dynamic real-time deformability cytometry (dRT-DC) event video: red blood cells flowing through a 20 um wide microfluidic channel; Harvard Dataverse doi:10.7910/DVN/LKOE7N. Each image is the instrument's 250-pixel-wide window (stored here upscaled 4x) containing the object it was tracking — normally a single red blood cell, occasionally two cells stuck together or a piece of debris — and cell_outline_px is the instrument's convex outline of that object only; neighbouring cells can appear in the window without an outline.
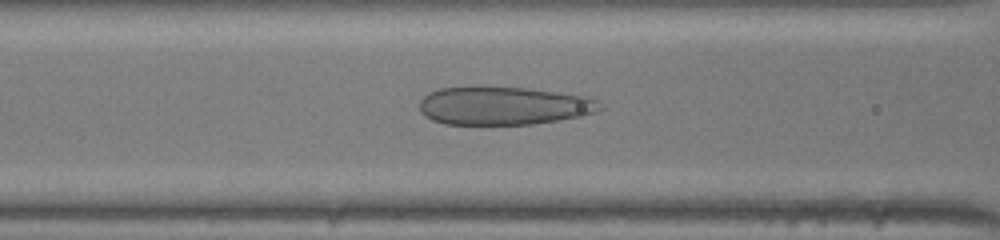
{"species": "human", "species_latin": "Homo sapiens", "temperature_condition": "room temperature", "stored_images_in_passage": 47, "camera_frame_rate_fps": 3000, "um_per_image_px": 0.085, "donor": {"sex": "male"}, "frame": {"image": 1, "passage_image": 22, "time_ms": 7.0, "image_size_px": [1000, 240], "cell_outline_px": [[604, 108], [596, 112], [580, 116], [532, 124], [444, 124], [432, 120], [424, 116], [420, 112], [420, 100], [428, 92], [440, 88], [524, 88], [556, 92], [584, 96], [596, 100]], "centroid_in_image_um": [42.78, 9.01], "position_along_channel_um": 123.8, "area_um2": 39.59}}
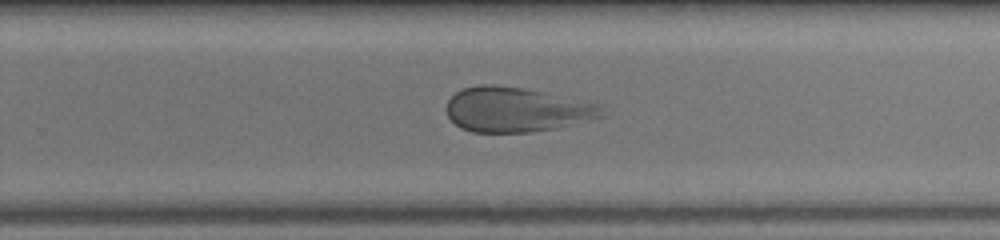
{"frame": {"image": 2, "passage_image": 33, "time_ms": 10.667, "image_size_px": [1000, 240], "cell_outline_px": [[612, 112], [604, 116], [552, 128], [532, 132], [472, 132], [460, 128], [448, 116], [448, 100], [456, 92], [464, 88], [480, 84], [492, 84], [524, 88], [604, 104]], "centroid_in_image_um": [43.98, 9.3], "position_along_channel_um": 285.8, "area_um2": 40.69}}
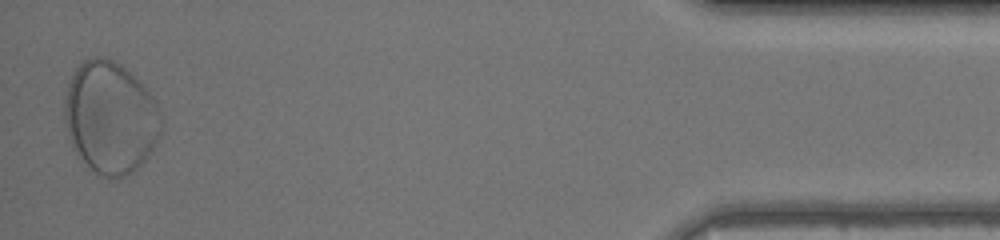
{"frame": {"image": 3, "passage_image": 47, "time_ms": 15.333, "image_size_px": [1000, 240], "cell_outline_px": [[160, 132], [156, 144], [148, 156], [128, 176], [116, 180], [100, 176], [88, 168], [76, 152], [72, 144], [64, 124], [64, 100], [68, 80], [80, 60], [92, 56], [104, 56], [112, 60], [136, 76], [148, 92], [156, 104], [160, 112]], "centroid_in_image_um": [9.34, 9.99], "position_along_channel_um": 425.9, "area_um2": 63.7}}